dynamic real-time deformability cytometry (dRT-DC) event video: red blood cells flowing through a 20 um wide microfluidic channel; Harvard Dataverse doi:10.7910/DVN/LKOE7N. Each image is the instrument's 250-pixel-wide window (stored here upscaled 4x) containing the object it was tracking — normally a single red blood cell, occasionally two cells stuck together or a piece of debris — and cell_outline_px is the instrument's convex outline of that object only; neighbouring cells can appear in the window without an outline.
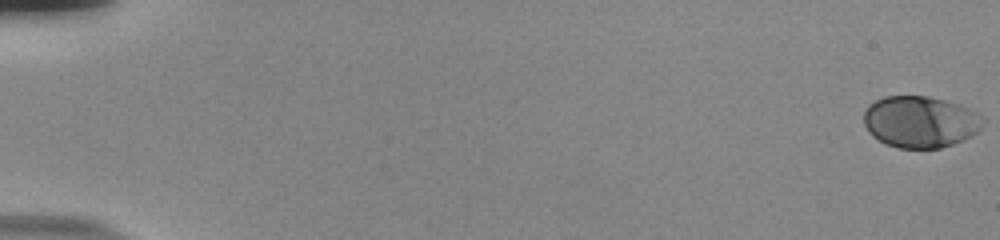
{"species": "human", "species_latin": "Homo sapiens", "temperature_condition": "room temperature", "stored_images_in_passage": 57, "camera_frame_rate_fps": 3000, "um_per_image_px": 0.085, "donor": {"sex": "male"}, "frame": {"image": 1, "passage_image": 1, "time_ms": 0.0, "image_size_px": [1000, 240], "cell_outline_px": [[984, 124], [972, 136], [964, 140], [940, 148], [896, 148], [884, 144], [872, 136], [868, 132], [864, 124], [864, 112], [868, 104], [884, 96], [928, 96], [960, 104], [968, 108], [984, 120]], "centroid_in_image_um": [78.18, 10.36], "position_along_channel_um": 6.8, "area_um2": 36.01}}
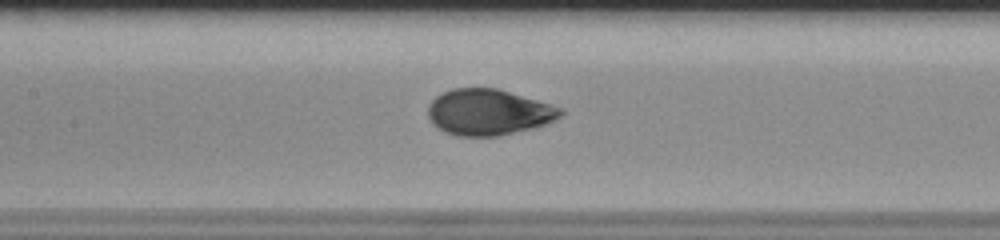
{"frame": {"image": 2, "passage_image": 29, "time_ms": 9.333, "image_size_px": [1000, 240], "cell_outline_px": [[564, 112], [556, 120], [536, 128], [496, 136], [456, 136], [444, 132], [436, 128], [432, 124], [428, 116], [428, 104], [436, 96], [452, 88], [496, 88], [552, 104], [564, 108]], "centroid_in_image_um": [41.53, 9.54], "position_along_channel_um": 165.9, "area_um2": 35.89}}
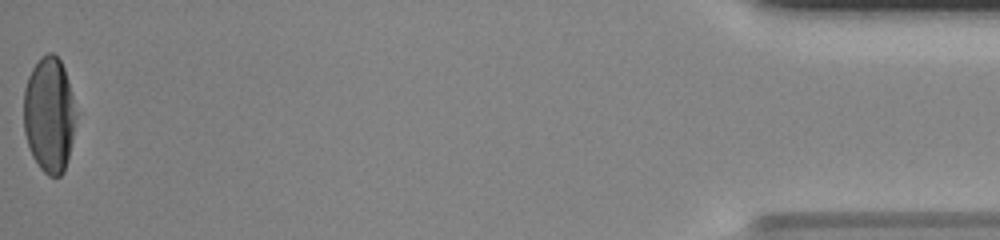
{"frame": {"image": 3, "passage_image": 57, "time_ms": 18.667, "image_size_px": [1000, 240], "cell_outline_px": [[76, 116], [72, 140], [64, 172], [60, 176], [48, 176], [40, 168], [32, 156], [24, 132], [24, 88], [28, 76], [32, 68], [48, 52], [52, 52], [60, 60], [64, 68], [68, 80], [76, 112]], "centroid_in_image_um": [4.18, 9.77], "position_along_channel_um": 431.0, "area_um2": 34.97}, "authors_computed_cell_mechanics": {"area_um2": 35.8938, "velocity_mm_per_s": 3.7535, "shape_relaxation_time_tau1_ms": 3.9222, "shape_relaxation_time_tau2_ms": null, "deformation_change_tau1": 0.1753, "deformation_change_tau2": null}}